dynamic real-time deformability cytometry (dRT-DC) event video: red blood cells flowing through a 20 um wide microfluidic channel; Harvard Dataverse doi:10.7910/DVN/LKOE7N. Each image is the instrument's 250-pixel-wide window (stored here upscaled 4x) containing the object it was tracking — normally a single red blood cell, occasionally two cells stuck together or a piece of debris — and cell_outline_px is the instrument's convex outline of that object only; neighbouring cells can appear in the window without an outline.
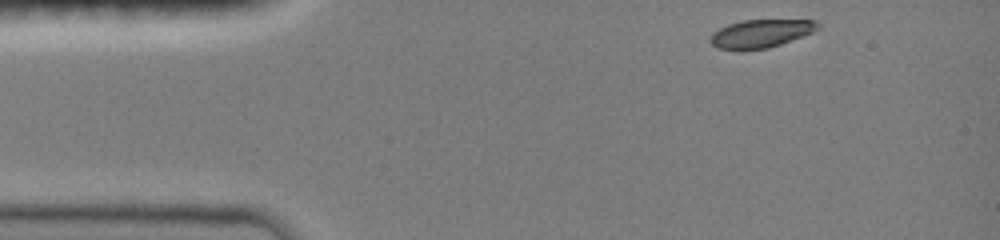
{"species": "common noctule bat (a hibernating species)", "species_latin": "Nyctalus noctula", "temperature_condition": "room temperature", "stored_images_in_passage": 53, "camera_frame_rate_fps": 3000, "um_per_image_px": 0.085, "animal": {"sex": "female", "body_mass_g": 19.0, "forearm_length_mm": 51.5}, "frame": {"image": 1, "passage_image": 1, "time_ms": 0.0, "image_size_px": [1000, 240], "cell_outline_px": [[820, 28], [804, 36], [768, 48], [716, 48], [708, 40], [712, 32], [728, 24], [744, 20], [816, 20], [820, 24]], "centroid_in_image_um": [64.69, 2.82], "position_along_channel_um": 20.3, "area_um2": 17.34}}
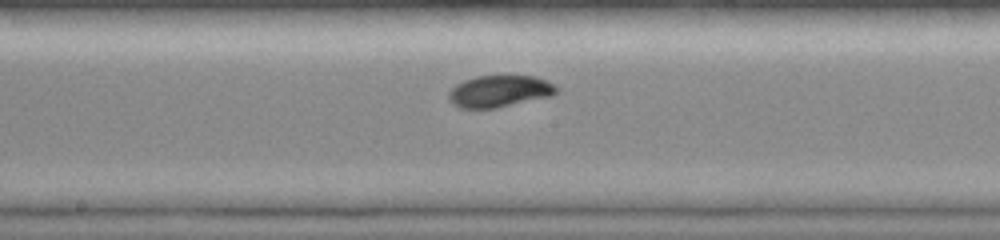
{"frame": {"image": 2, "passage_image": 30, "time_ms": 6.333, "image_size_px": [1000, 240], "cell_outline_px": [[556, 92], [552, 96], [496, 108], [460, 108], [452, 104], [448, 100], [448, 92], [456, 84], [464, 80], [476, 76], [536, 76], [548, 80], [556, 88]], "centroid_in_image_um": [42.42, 7.76], "position_along_channel_um": 205.8, "area_um2": 20.0}}
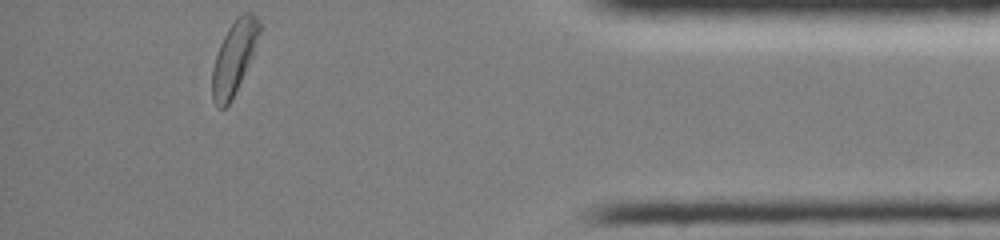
{"frame": {"image": 3, "passage_image": 52, "time_ms": 12.333, "image_size_px": [1000, 240], "cell_outline_px": [[260, 32], [244, 72], [232, 100], [224, 108], [220, 108], [212, 100], [212, 68], [220, 44], [228, 28], [236, 16], [244, 12], [252, 12], [256, 16], [260, 24]], "centroid_in_image_um": [19.87, 4.87], "position_along_channel_um": 415.3, "area_um2": 19.54}, "authors_computed_cell_mechanics": {"area_um2": 19.5942, "velocity_mm_per_s": 4.0132, "shape_relaxation_time_tau1_ms": 2.5236, "shape_relaxation_time_tau2_ms": null, "deformation_change_tau1": 0.1176, "deformation_change_tau2": null}}